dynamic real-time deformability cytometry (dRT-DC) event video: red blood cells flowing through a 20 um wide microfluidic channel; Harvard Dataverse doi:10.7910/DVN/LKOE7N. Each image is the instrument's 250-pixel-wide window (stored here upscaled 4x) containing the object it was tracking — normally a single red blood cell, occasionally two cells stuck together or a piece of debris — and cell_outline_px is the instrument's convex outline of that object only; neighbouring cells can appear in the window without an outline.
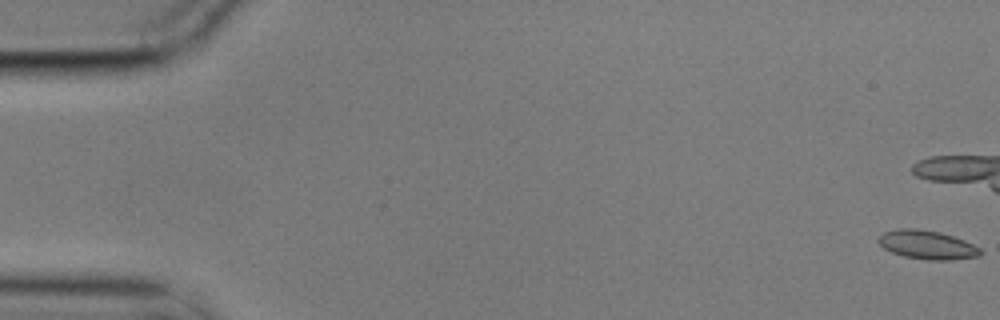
{"species": "common noctule bat (a hibernating species)", "species_latin": "Nyctalus noctula", "temperature_condition": "cold", "stored_images_in_passage": 6, "camera_frame_rate_fps": 3000, "um_per_image_px": 0.085, "animal": {"sex": "male", "body_mass_g": 17.9}, "frame": {"image": 1, "passage_image": 1, "time_ms": 0.0, "image_size_px": [1000, 320], "cell_outline_px": [[984, 252], [980, 256], [952, 260], [928, 260], [904, 256], [892, 252], [884, 248], [876, 240], [884, 232], [896, 228], [916, 228], [940, 232], [964, 240], [980, 248]], "centroid_in_image_um": [78.82, 20.81], "position_along_channel_um": 6.2, "area_um2": 17.17}}